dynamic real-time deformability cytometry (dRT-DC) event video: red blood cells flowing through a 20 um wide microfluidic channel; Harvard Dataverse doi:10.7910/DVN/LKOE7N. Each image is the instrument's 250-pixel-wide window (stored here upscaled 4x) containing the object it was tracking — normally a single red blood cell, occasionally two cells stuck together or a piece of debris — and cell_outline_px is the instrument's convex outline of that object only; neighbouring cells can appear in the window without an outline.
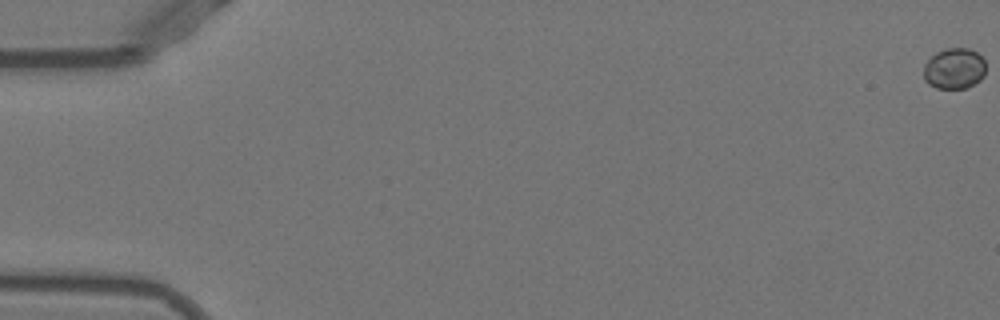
{"species": "Egyptian fruit bat (a non-hibernating species)", "species_latin": "Rousettus aegyptiacus", "temperature_condition": "warm", "stored_images_in_passage": 54, "camera_frame_rate_fps": 3000, "um_per_image_px": 0.085, "animal": {"sex": "female"}, "frame": {"image": 1, "passage_image": 1, "time_ms": 0.0, "image_size_px": [1000, 320], "cell_outline_px": [[984, 76], [980, 80], [968, 88], [936, 88], [928, 84], [924, 80], [924, 64], [936, 52], [944, 48], [968, 48], [976, 52], [984, 60]], "centroid_in_image_um": [81.1, 5.83], "position_along_channel_um": 3.9, "area_um2": 14.85}}
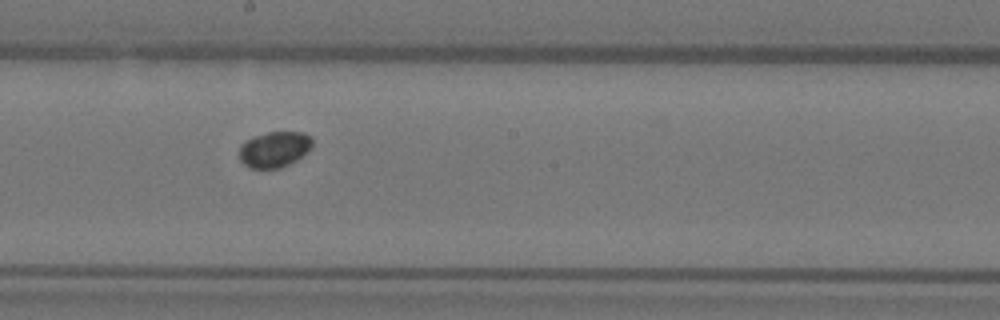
{"frame": {"image": 2, "passage_image": 31, "time_ms": 10.0, "image_size_px": [1000, 320], "cell_outline_px": [[312, 148], [296, 160], [280, 168], [248, 168], [240, 160], [240, 144], [252, 136], [268, 132], [304, 132], [312, 136]], "centroid_in_image_um": [23.33, 12.68], "position_along_channel_um": 224.9, "area_um2": 15.37}}
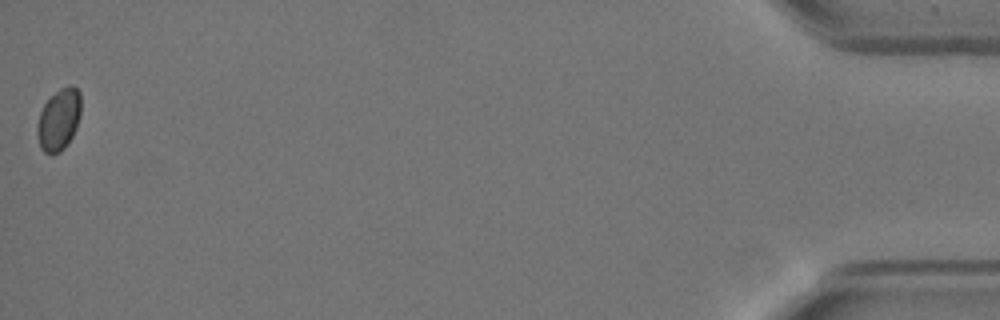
{"frame": {"image": 3, "passage_image": 54, "time_ms": 17.667, "image_size_px": [1000, 320], "cell_outline_px": [[80, 112], [76, 128], [72, 136], [64, 148], [60, 152], [52, 156], [44, 152], [40, 148], [36, 132], [36, 128], [40, 112], [44, 104], [60, 88], [68, 84], [72, 84], [80, 92]], "centroid_in_image_um": [4.98, 10.18], "position_along_channel_um": 430.2, "area_um2": 15.84}, "authors_computed_cell_mechanics": {"area_um2": 15.3748, "velocity_mm_per_s": 3.916, "shape_relaxation_time_tau1_ms": 1.0241, "shape_relaxation_time_tau2_ms": 1.6597, "deformation_change_tau1": 0.0268, "deformation_change_tau2": 0.0188}}